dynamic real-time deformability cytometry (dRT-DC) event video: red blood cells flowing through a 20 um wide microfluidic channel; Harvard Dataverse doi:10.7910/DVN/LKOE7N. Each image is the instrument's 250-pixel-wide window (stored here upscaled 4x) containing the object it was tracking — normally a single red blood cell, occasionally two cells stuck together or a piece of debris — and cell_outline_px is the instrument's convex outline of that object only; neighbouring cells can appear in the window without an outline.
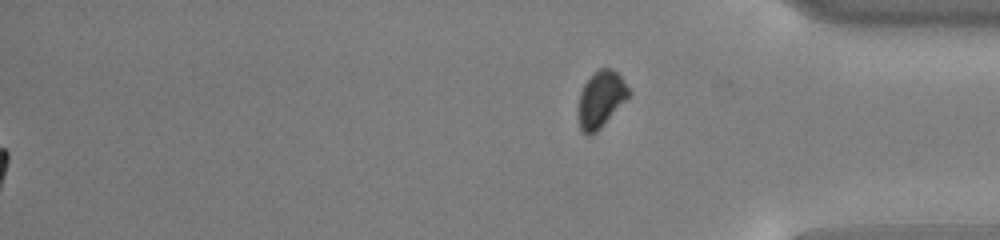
{"species": "common noctule bat (a hibernating species)", "species_latin": "Nyctalus noctula", "temperature_condition": "cold", "stored_images_in_passage": 54, "segment_of_instrument_passage": [2, 2], "camera_frame_rate_fps": 3000, "um_per_image_px": 0.085, "animal": {"sex": "male", "body_mass_g": 13.0, "forearm_length_mm": 53.1}, "frame": {"image": 1, "passage_image": 54, "time_ms": 17.667, "image_size_px": [1000, 240], "cell_outline_px": [[632, 96], [592, 136], [588, 136], [580, 128], [580, 92], [584, 84], [600, 68], [612, 68], [620, 76], [632, 92]], "centroid_in_image_um": [51.15, 8.44], "position_along_channel_um": 384.1, "area_um2": 16.42}}